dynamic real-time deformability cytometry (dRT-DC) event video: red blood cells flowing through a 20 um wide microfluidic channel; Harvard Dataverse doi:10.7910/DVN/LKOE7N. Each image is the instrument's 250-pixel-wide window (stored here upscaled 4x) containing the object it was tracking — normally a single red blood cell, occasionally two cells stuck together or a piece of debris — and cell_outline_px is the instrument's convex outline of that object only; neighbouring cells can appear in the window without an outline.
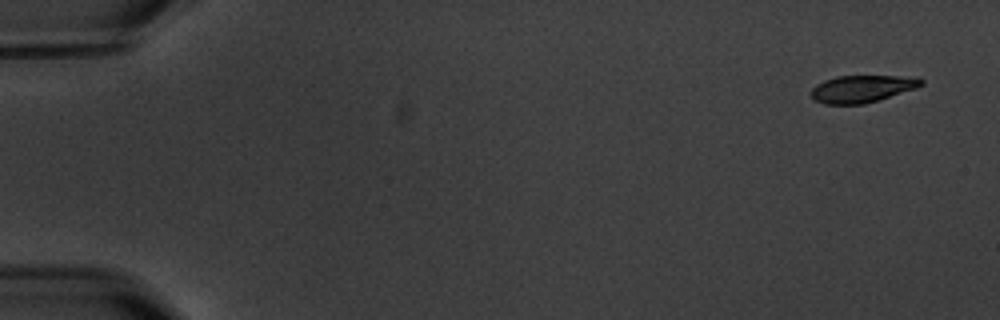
{"species": "common noctule bat (a hibernating species)", "species_latin": "Nyctalus noctula", "temperature_condition": "warm", "stored_images_in_passage": 9, "camera_frame_rate_fps": 3000, "um_per_image_px": 0.085, "animal": {"sex": "male", "body_mass_g": 20.1, "forearm_length_mm": 53.5}, "frame": {"image": 1, "passage_image": 1, "time_ms": 0.0, "image_size_px": [1000, 320], "cell_outline_px": [[924, 84], [916, 88], [864, 104], [824, 104], [812, 100], [812, 88], [816, 84], [824, 80], [836, 76], [896, 76], [924, 80]], "centroid_in_image_um": [73.2, 7.55], "position_along_channel_um": 11.8, "area_um2": 17.22}}
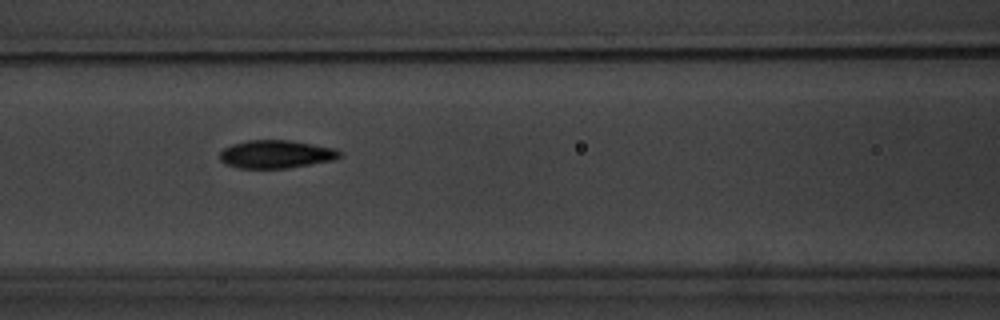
{"frame": {"image": 2, "passage_image": 7, "time_ms": 7.667, "image_size_px": [1000, 320], "cell_outline_px": [[344, 156], [336, 160], [288, 168], [236, 168], [224, 164], [220, 160], [220, 152], [224, 148], [232, 144], [248, 140], [288, 140], [336, 148], [344, 152]], "centroid_in_image_um": [23.52, 13.11], "position_along_channel_um": 143.1, "area_um2": 19.94}}
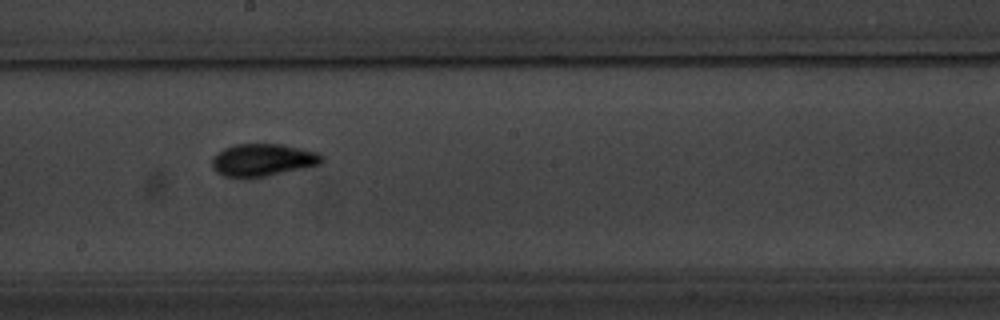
{"frame": {"image": 3, "passage_image": 9, "time_ms": 10.0, "image_size_px": [1000, 320], "cell_outline_px": [[324, 160], [320, 164], [304, 168], [264, 176], [224, 176], [216, 172], [212, 164], [212, 156], [216, 152], [224, 148], [236, 144], [280, 144], [300, 148], [316, 152], [324, 156]], "centroid_in_image_um": [22.33, 13.57], "position_along_channel_um": 225.9, "area_um2": 20.46}}